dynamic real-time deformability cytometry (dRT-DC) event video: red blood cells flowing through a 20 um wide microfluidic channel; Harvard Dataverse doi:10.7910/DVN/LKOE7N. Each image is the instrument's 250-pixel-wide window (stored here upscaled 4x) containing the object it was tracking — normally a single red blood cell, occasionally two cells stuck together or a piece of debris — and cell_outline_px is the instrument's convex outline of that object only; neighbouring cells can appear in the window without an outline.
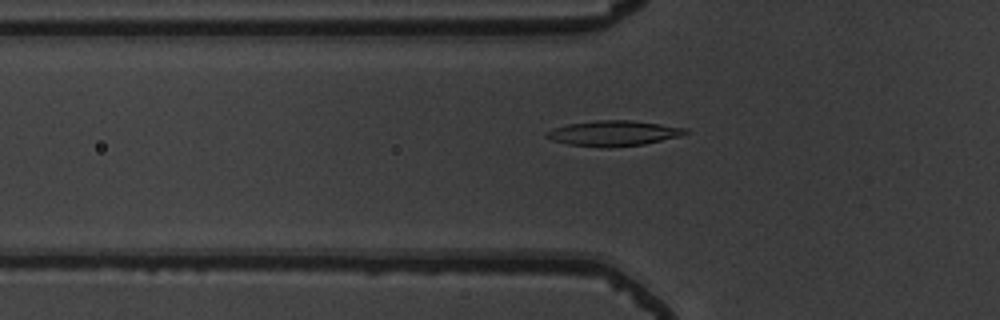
{"species": "common noctule bat (a hibernating species)", "species_latin": "Nyctalus noctula", "temperature_condition": "warm", "stored_images_in_passage": 55, "camera_frame_rate_fps": 3000, "um_per_image_px": 0.085, "animal": {"sex": "male", "body_mass_g": 19.5, "forearm_length_mm": 54.6}, "frame": {"image": 1, "passage_image": 20, "time_ms": 6.333, "image_size_px": [1000, 320], "cell_outline_px": [[688, 132], [680, 136], [644, 144], [608, 148], [600, 148], [568, 144], [552, 140], [544, 136], [544, 132], [552, 128], [568, 124], [596, 120], [632, 120], [688, 128]], "centroid_in_image_um": [52.11, 11.33], "position_along_channel_um": 73.7, "area_um2": 20.69}}
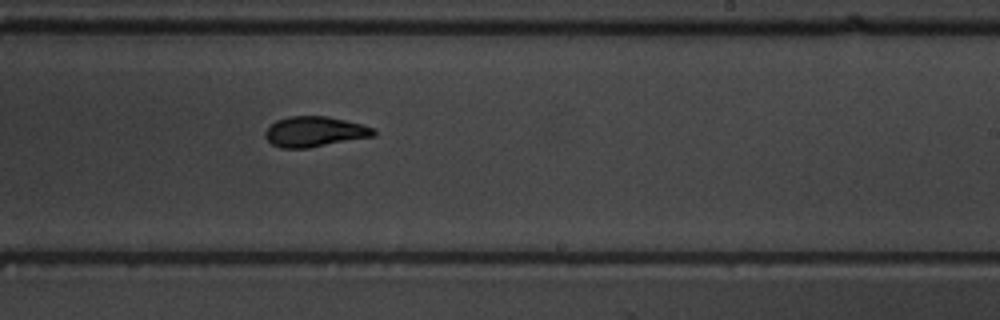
{"frame": {"image": 2, "passage_image": 35, "time_ms": 11.333, "image_size_px": [1000, 320], "cell_outline_px": [[376, 136], [308, 148], [280, 148], [272, 144], [264, 136], [264, 132], [276, 120], [288, 116], [328, 116], [360, 124], [372, 128], [376, 132]], "centroid_in_image_um": [26.73, 11.2], "position_along_channel_um": 262.3, "area_um2": 19.13}}
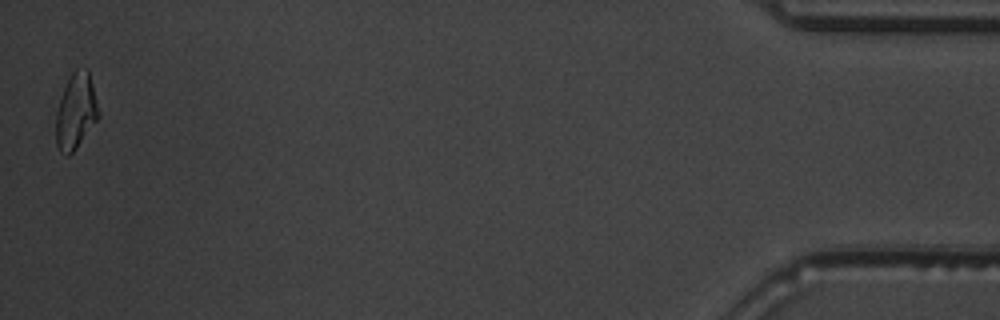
{"frame": {"image": 3, "passage_image": 55, "time_ms": 18.0, "image_size_px": [1000, 320], "cell_outline_px": [[100, 116], [76, 148], [68, 156], [60, 152], [56, 144], [56, 112], [64, 88], [72, 72], [76, 68], [88, 68]], "centroid_in_image_um": [6.44, 9.46], "position_along_channel_um": 428.8, "area_um2": 18.55}, "authors_computed_cell_mechanics": {"area_um2": 19.1896, "velocity_mm_per_s": 3.7779, "shape_relaxation_time_tau1_ms": 3.0978, "shape_relaxation_time_tau2_ms": 1.9053, "deformation_change_tau1": 0.1535, "deformation_change_tau2": 0.0751}}